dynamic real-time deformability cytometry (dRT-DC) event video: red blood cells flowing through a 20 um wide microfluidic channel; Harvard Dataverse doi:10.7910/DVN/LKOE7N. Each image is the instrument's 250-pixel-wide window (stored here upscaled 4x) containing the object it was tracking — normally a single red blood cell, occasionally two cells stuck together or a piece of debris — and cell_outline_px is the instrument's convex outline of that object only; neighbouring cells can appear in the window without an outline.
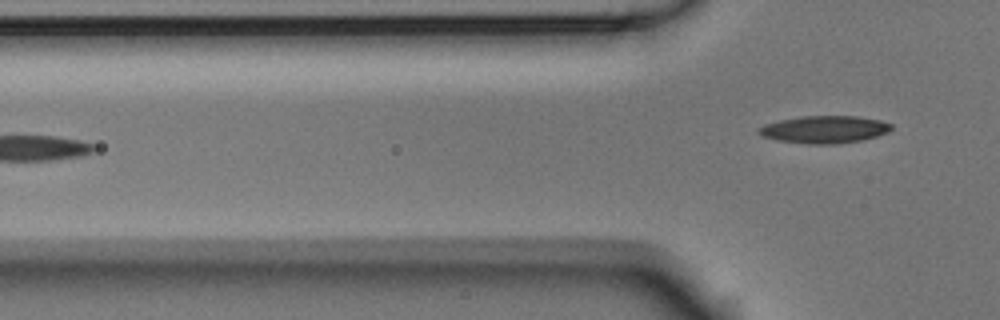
{"species": "Egyptian fruit bat (a non-hibernating species)", "species_latin": "Rousettus aegyptiacus", "temperature_condition": "room temperature", "stored_images_in_passage": 6, "camera_frame_rate_fps": 3000, "um_per_image_px": 0.085, "animal": {"sex": "male"}, "frame": {"image": 1, "passage_image": 6, "time_ms": 1.667, "image_size_px": [1000, 320], "cell_outline_px": [[892, 128], [888, 132], [864, 140], [836, 144], [808, 144], [776, 140], [760, 136], [756, 132], [756, 128], [764, 124], [780, 120], [804, 116], [856, 116], [880, 120], [892, 124]], "centroid_in_image_um": [70.04, 11.01], "position_along_channel_um": 55.8, "area_um2": 21.39}}